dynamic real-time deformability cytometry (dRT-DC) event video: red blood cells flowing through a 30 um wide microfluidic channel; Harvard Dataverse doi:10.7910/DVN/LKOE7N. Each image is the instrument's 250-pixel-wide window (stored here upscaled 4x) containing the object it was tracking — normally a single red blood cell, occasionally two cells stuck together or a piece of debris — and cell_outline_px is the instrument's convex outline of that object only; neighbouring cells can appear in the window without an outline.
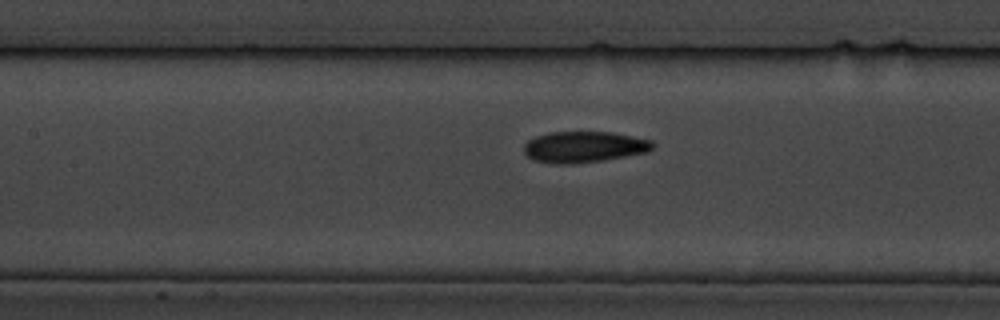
{"species": "common noctule bat (a hibernating species)", "species_latin": "Nyctalus noctula", "temperature_condition": "cold", "stored_images_in_passage": 9, "segment_of_instrument_passage": [2, 2], "camera_frame_rate_fps": 3000, "um_per_image_px": 0.085, "animal": {"sex": "male", "body_mass_g": 19.5, "forearm_length_mm": 54.6}, "frame": {"image": 1, "passage_image": 9, "time_ms": 10.0, "image_size_px": [1000, 320], "cell_outline_px": [[656, 144], [648, 152], [600, 160], [572, 164], [552, 164], [536, 160], [528, 156], [524, 152], [524, 144], [528, 140], [536, 136], [552, 132], [612, 132], [652, 140]], "centroid_in_image_um": [49.65, 12.48], "position_along_channel_um": 157.8, "area_um2": 23.24}}